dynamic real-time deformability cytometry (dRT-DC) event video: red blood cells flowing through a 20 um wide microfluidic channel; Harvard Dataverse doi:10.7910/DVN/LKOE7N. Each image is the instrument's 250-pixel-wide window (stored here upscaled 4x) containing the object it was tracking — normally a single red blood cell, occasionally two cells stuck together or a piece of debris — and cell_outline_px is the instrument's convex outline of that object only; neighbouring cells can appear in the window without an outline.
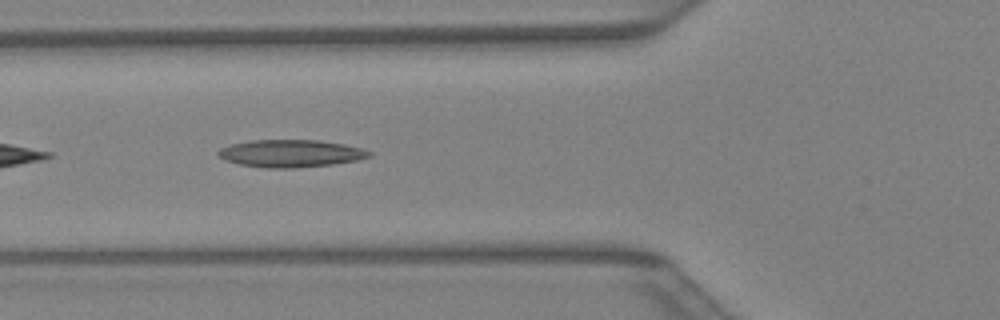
{"species": "Egyptian fruit bat (a non-hibernating species)", "species_latin": "Rousettus aegyptiacus", "temperature_condition": "warm", "stored_images_in_passage": 16, "camera_frame_rate_fps": 3000, "um_per_image_px": 0.085, "animal": {"sex": "female"}, "frame": {"image": 1, "passage_image": 14, "time_ms": 4.333, "image_size_px": [1000, 320], "cell_outline_px": [[372, 156], [360, 160], [332, 164], [296, 168], [264, 168], [240, 164], [228, 160], [220, 156], [216, 152], [220, 148], [232, 144], [252, 140], [320, 140], [344, 144], [364, 148], [372, 152]], "centroid_in_image_um": [24.78, 13.04], "position_along_channel_um": 101.0, "area_um2": 24.22}}